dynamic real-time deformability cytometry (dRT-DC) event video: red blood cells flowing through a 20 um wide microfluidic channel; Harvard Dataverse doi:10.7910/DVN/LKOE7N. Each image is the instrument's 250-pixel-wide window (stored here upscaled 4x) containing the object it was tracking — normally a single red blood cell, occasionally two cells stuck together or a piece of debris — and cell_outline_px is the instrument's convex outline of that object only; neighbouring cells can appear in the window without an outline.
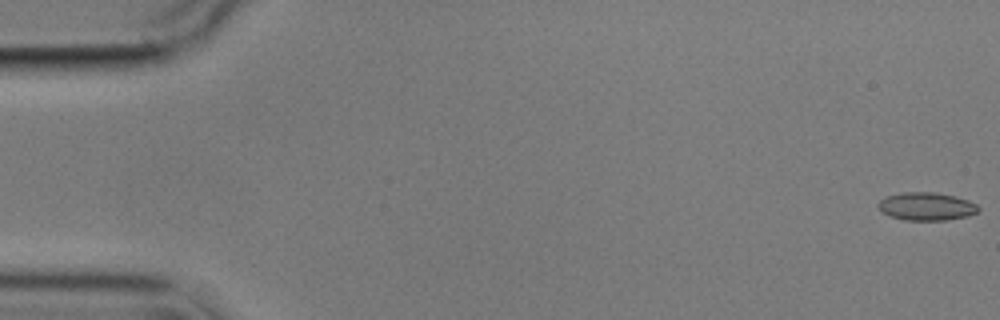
{"species": "common noctule bat (a hibernating species)", "species_latin": "Nyctalus noctula", "temperature_condition": "cold", "stored_images_in_passage": 10, "camera_frame_rate_fps": 3000, "um_per_image_px": 0.085, "animal": {"sex": "male", "body_mass_g": 17.9}, "frame": {"image": 1, "passage_image": 1, "time_ms": 0.0, "image_size_px": [1000, 320], "cell_outline_px": [[980, 208], [976, 212], [968, 216], [944, 220], [904, 220], [888, 216], [876, 204], [880, 200], [888, 196], [904, 192], [936, 192], [956, 196], [968, 200], [976, 204]], "centroid_in_image_um": [78.75, 17.54], "position_along_channel_um": 6.2, "area_um2": 16.3}}
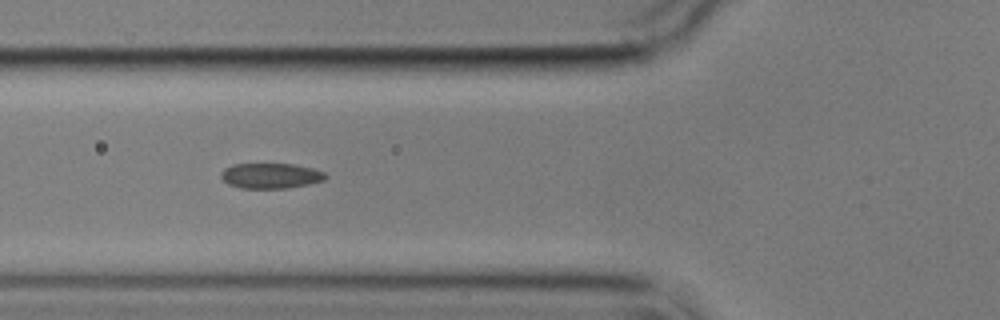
{"frame": {"image": 2, "passage_image": 7, "time_ms": 6.667, "image_size_px": [1000, 320], "cell_outline_px": [[328, 176], [324, 180], [308, 184], [288, 188], [240, 188], [228, 184], [220, 176], [220, 172], [224, 168], [232, 164], [292, 164], [312, 168], [324, 172]], "centroid_in_image_um": [22.99, 14.94], "position_along_channel_um": 102.8, "area_um2": 15.43}}
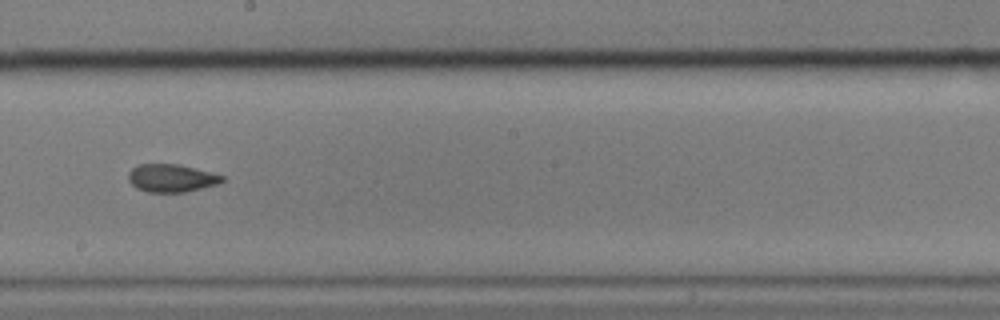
{"frame": {"image": 3, "passage_image": 10, "time_ms": 10.333, "image_size_px": [1000, 320], "cell_outline_px": [[224, 180], [216, 184], [184, 192], [148, 192], [136, 188], [128, 180], [128, 172], [132, 168], [140, 164], [176, 164], [196, 168], [212, 172], [224, 176]], "centroid_in_image_um": [14.55, 15.13], "position_along_channel_um": 233.7, "area_um2": 15.14}}